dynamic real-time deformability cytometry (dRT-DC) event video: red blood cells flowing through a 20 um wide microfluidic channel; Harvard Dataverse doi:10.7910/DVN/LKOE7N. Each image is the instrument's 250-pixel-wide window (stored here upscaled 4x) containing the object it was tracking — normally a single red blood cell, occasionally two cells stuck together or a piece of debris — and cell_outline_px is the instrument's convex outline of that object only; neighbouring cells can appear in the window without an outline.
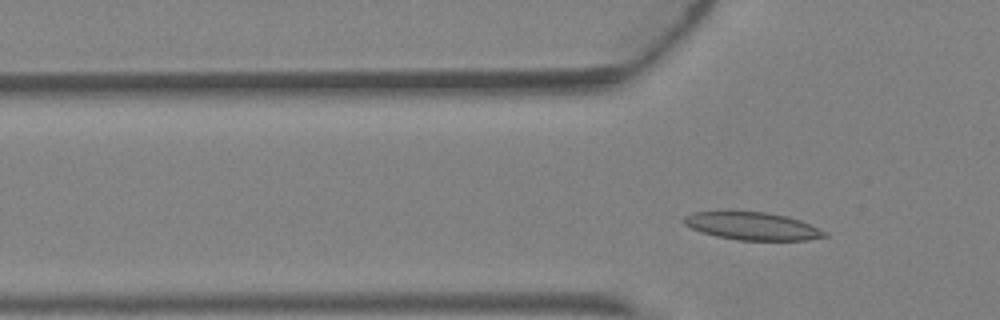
{"species": "Egyptian fruit bat (a non-hibernating species)", "species_latin": "Rousettus aegyptiacus", "temperature_condition": "warm", "stored_images_in_passage": 6, "segment_of_instrument_passage": [2, 2], "camera_frame_rate_fps": 3000, "um_per_image_px": 0.085, "animal": {"sex": "female"}, "frame": {"image": 1, "passage_image": 6, "time_ms": 1.667, "image_size_px": [1000, 320], "cell_outline_px": [[828, 236], [808, 240], [736, 240], [716, 236], [700, 232], [684, 224], [684, 216], [692, 212], [764, 212], [788, 216], [800, 220], [828, 232]], "centroid_in_image_um": [63.98, 19.23], "position_along_channel_um": 61.8, "area_um2": 22.66}}